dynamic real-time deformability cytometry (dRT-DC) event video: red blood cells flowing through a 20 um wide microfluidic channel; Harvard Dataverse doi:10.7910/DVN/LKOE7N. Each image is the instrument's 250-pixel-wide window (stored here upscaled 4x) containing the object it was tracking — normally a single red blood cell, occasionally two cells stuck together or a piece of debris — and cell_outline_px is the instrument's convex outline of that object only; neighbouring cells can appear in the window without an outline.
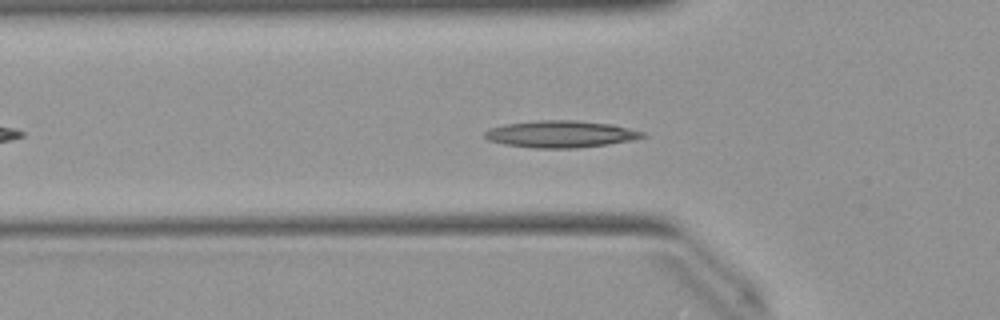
{"species": "Egyptian fruit bat (a non-hibernating species)", "species_latin": "Rousettus aegyptiacus", "temperature_condition": "warm", "stored_images_in_passage": 51, "camera_frame_rate_fps": 3000, "um_per_image_px": 0.085, "animal": {"sex": "female"}, "frame": {"image": 1, "passage_image": 16, "time_ms": 5.0, "image_size_px": [1000, 320], "cell_outline_px": [[648, 136], [636, 140], [608, 144], [576, 148], [536, 148], [504, 144], [488, 140], [484, 136], [484, 132], [492, 128], [504, 124], [536, 120], [576, 120], [612, 124], [644, 132]], "centroid_in_image_um": [47.7, 11.39], "position_along_channel_um": 78.1, "area_um2": 24.85}}
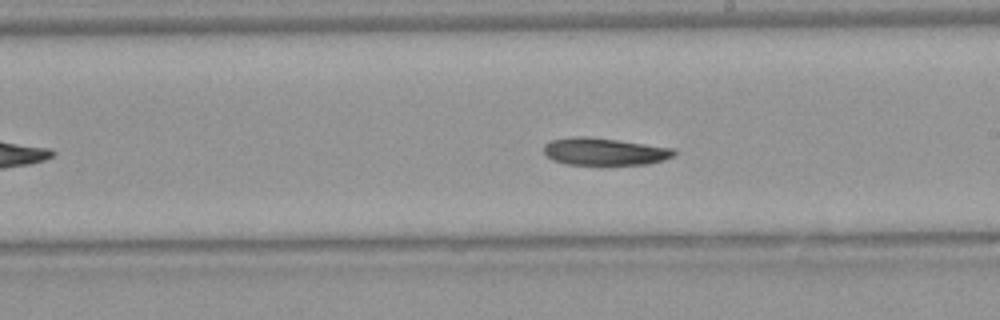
{"frame": {"image": 2, "passage_image": 28, "time_ms": 9.0, "image_size_px": [1000, 320], "cell_outline_px": [[676, 152], [672, 156], [664, 160], [648, 164], [604, 168], [564, 164], [552, 160], [544, 152], [544, 144], [552, 140], [580, 136], [588, 136], [672, 148]], "centroid_in_image_um": [51.36, 12.95], "position_along_channel_um": 237.6, "area_um2": 21.62}}
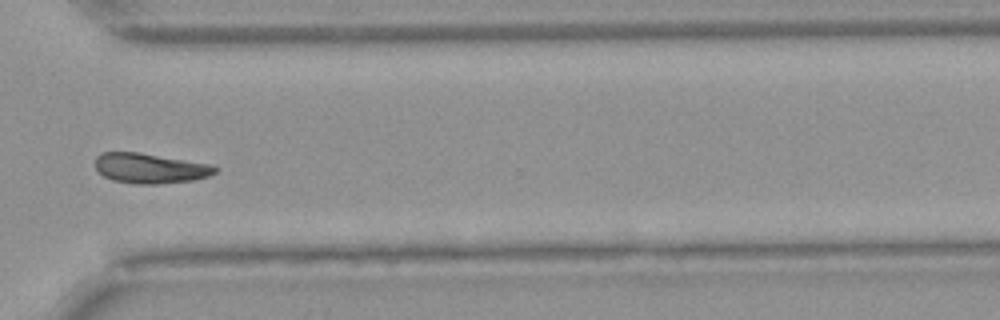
{"frame": {"image": 3, "passage_image": 37, "time_ms": 12.0, "image_size_px": [1000, 320], "cell_outline_px": [[220, 168], [216, 172], [208, 176], [192, 180], [156, 184], [136, 184], [112, 180], [104, 176], [96, 168], [96, 156], [100, 152], [136, 152], [212, 164]], "centroid_in_image_um": [12.77, 14.3], "position_along_channel_um": 357.8, "area_um2": 20.92}}